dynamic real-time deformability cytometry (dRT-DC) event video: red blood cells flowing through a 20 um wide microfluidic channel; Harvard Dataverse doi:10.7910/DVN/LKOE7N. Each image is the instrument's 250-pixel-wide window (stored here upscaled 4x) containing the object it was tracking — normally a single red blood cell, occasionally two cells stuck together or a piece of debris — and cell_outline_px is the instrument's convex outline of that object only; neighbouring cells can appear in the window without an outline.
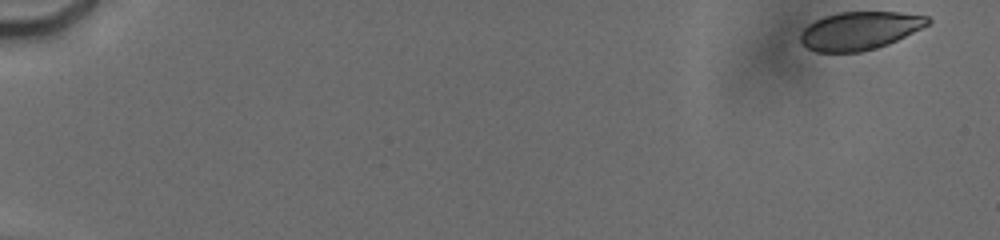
{"species": "human", "species_latin": "Homo sapiens", "temperature_condition": "cold", "stored_images_in_passage": 72, "camera_frame_rate_fps": 3000, "um_per_image_px": 0.085, "donor": {"sex": "male"}, "frame": {"image": 1, "passage_image": 1, "time_ms": 0.0, "image_size_px": [1000, 240], "cell_outline_px": [[932, 20], [928, 24], [888, 44], [876, 48], [860, 52], [816, 52], [808, 48], [800, 40], [800, 32], [808, 24], [816, 20], [840, 12], [896, 12], [928, 16]], "centroid_in_image_um": [73.05, 2.61], "position_along_channel_um": 12.0, "area_um2": 27.92}}
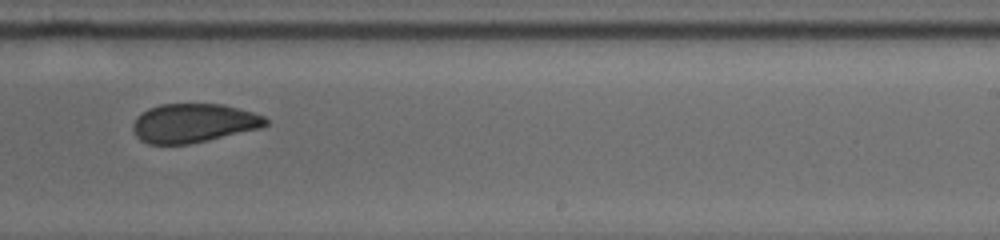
{"frame": {"image": 2, "passage_image": 46, "time_ms": 11.667, "image_size_px": [1000, 240], "cell_outline_px": [[268, 124], [260, 128], [208, 140], [188, 144], [148, 144], [140, 140], [136, 136], [132, 128], [132, 124], [136, 116], [148, 108], [160, 104], [224, 104], [252, 112], [264, 116], [268, 120]], "centroid_in_image_um": [16.42, 10.46], "position_along_channel_um": 272.6, "area_um2": 30.17}}
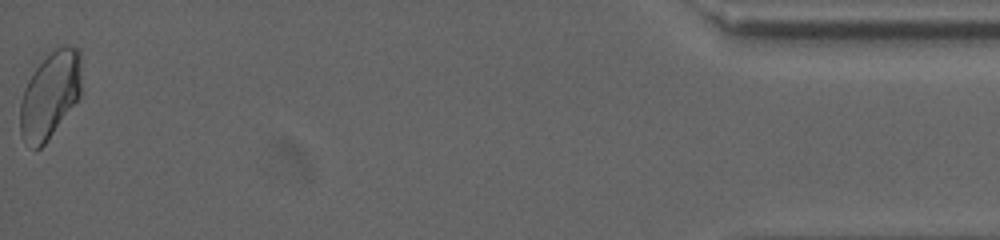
{"frame": {"image": 3, "passage_image": 71, "time_ms": 18.0, "image_size_px": [1000, 240], "cell_outline_px": [[80, 96], [44, 144], [40, 148], [32, 148], [24, 144], [20, 132], [20, 104], [24, 88], [28, 80], [36, 68], [56, 48], [64, 44], [68, 44], [80, 48]], "centroid_in_image_um": [4.24, 8.07], "position_along_channel_um": 431.0, "area_um2": 30.63}, "authors_computed_cell_mechanics": {"area_um2": 30.4317, "velocity_mm_per_s": 3.7917, "shape_relaxation_time_tau1_ms": null, "shape_relaxation_time_tau2_ms": 1.4323, "deformation_change_tau1": null, "deformation_change_tau2": 0.0451}}